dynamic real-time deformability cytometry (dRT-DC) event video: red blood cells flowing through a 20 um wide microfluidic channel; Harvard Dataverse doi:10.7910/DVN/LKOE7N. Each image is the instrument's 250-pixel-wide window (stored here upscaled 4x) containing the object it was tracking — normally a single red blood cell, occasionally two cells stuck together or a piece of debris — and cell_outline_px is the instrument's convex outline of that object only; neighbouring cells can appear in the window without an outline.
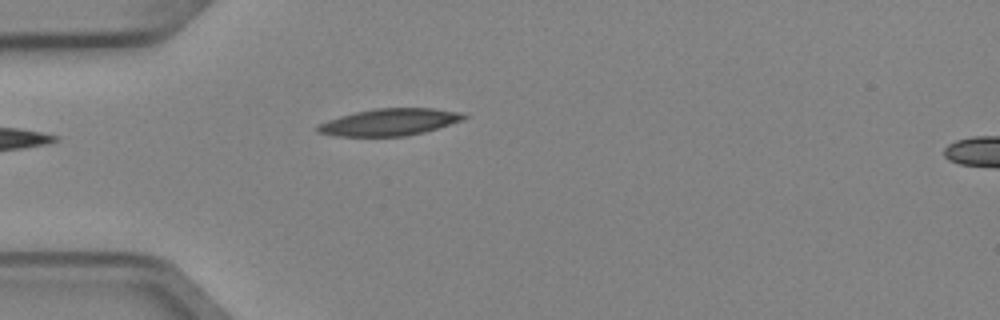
{"species": "Egyptian fruit bat (a non-hibernating species)", "species_latin": "Rousettus aegyptiacus", "temperature_condition": "cold", "stored_images_in_passage": 5, "camera_frame_rate_fps": 3000, "um_per_image_px": 0.085, "animal": {"sex": "female"}, "frame": {"image": 1, "passage_image": 5, "time_ms": 1.333, "image_size_px": [1000, 320], "cell_outline_px": [[468, 116], [460, 120], [424, 132], [404, 136], [336, 136], [316, 132], [316, 128], [320, 124], [328, 120], [340, 116], [356, 112], [376, 108], [432, 108], [460, 112]], "centroid_in_image_um": [33.07, 10.38], "position_along_channel_um": 51.9, "area_um2": 22.6}}